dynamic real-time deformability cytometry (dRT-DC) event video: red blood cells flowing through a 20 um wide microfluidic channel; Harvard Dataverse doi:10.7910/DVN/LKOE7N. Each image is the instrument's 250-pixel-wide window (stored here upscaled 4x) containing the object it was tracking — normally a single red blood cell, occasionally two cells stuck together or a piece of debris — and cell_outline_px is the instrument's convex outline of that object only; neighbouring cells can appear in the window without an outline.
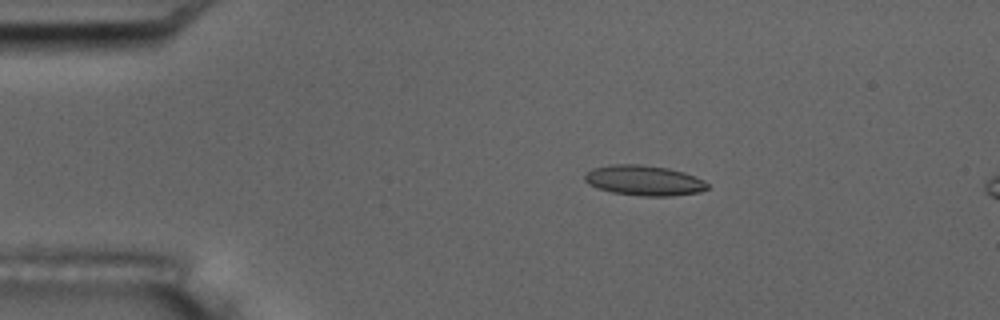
{"species": "common noctule bat (a hibernating species)", "species_latin": "Nyctalus noctula", "temperature_condition": "room temperature", "stored_images_in_passage": 5, "camera_frame_rate_fps": 3000, "um_per_image_px": 0.085, "animal": {"sex": "male", "body_mass_g": 17.5, "forearm_length_mm": 52.3}, "frame": {"image": 1, "passage_image": 3, "time_ms": 0.667, "image_size_px": [1000, 320], "cell_outline_px": [[708, 188], [700, 192], [672, 196], [644, 196], [612, 192], [588, 184], [584, 180], [584, 172], [592, 168], [612, 164], [640, 164], [668, 168], [684, 172], [704, 180], [708, 184]], "centroid_in_image_um": [54.73, 15.33], "position_along_channel_um": 30.3, "area_um2": 21.68}}